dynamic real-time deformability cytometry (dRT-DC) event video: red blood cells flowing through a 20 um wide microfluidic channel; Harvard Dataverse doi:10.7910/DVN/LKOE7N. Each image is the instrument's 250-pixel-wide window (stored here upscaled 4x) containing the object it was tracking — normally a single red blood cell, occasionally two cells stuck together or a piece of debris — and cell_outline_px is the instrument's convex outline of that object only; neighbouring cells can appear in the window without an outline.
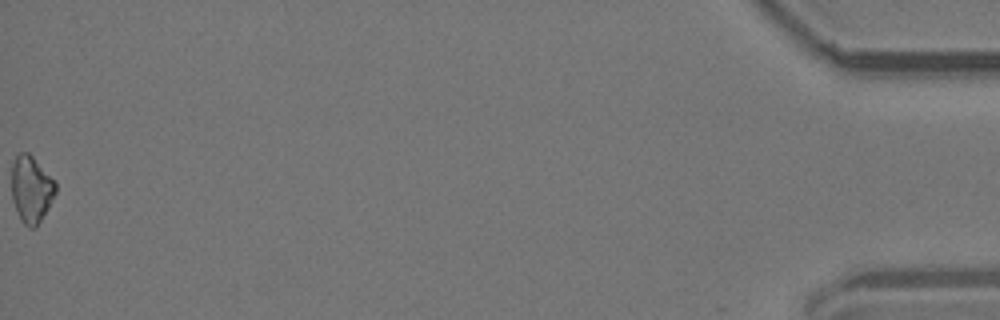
{"species": "common noctule bat (a hibernating species)", "species_latin": "Nyctalus noctula", "temperature_condition": "room temperature", "stored_images_in_passage": 54, "camera_frame_rate_fps": 3000, "um_per_image_px": 0.085, "animal": {"sex": "male", "body_mass_g": 19.2, "forearm_length_mm": 51.8}, "frame": {"image": 1, "passage_image": 54, "time_ms": 17.667, "image_size_px": [1000, 320], "cell_outline_px": [[56, 192], [48, 208], [36, 228], [28, 228], [20, 220], [12, 196], [12, 164], [16, 156], [20, 152], [28, 152], [56, 180]], "centroid_in_image_um": [2.67, 16.08], "position_along_channel_um": 432.5, "area_um2": 17.17}}